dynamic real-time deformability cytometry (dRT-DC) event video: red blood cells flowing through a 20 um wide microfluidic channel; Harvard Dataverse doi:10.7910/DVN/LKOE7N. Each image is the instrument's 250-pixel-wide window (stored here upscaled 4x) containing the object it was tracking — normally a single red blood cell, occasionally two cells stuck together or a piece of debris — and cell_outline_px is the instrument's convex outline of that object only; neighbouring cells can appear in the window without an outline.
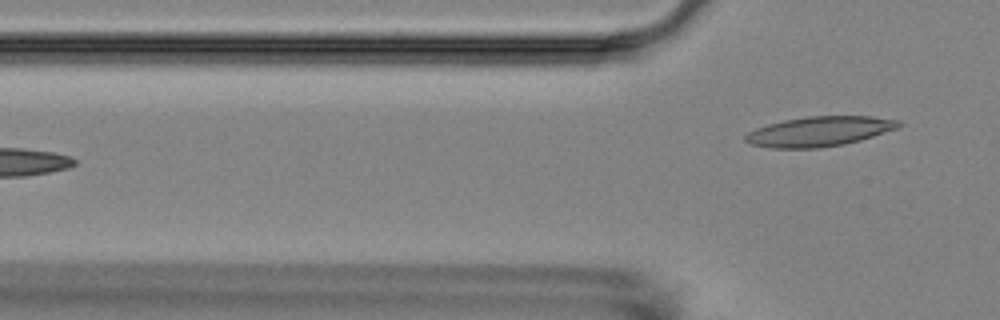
{"species": "Egyptian fruit bat (a non-hibernating species)", "species_latin": "Rousettus aegyptiacus", "temperature_condition": "room temperature", "stored_images_in_passage": 2, "camera_frame_rate_fps": 3000, "um_per_image_px": 0.085, "animal": {"sex": "female"}, "frame": {"image": 1, "passage_image": 2, "time_ms": 1.333, "image_size_px": [1000, 320], "cell_outline_px": [[904, 124], [900, 128], [860, 140], [844, 144], [820, 148], [772, 148], [752, 144], [744, 140], [744, 136], [748, 132], [756, 128], [768, 124], [784, 120], [808, 116], [872, 116], [900, 120]], "centroid_in_image_um": [69.69, 11.16], "position_along_channel_um": 56.1, "area_um2": 26.82}}